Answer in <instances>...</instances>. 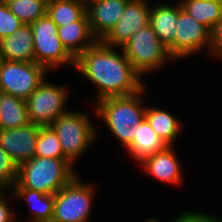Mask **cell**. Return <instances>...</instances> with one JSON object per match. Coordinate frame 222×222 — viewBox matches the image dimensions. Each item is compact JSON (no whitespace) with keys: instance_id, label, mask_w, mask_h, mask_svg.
<instances>
[{"instance_id":"cell-20","label":"cell","mask_w":222,"mask_h":222,"mask_svg":"<svg viewBox=\"0 0 222 222\" xmlns=\"http://www.w3.org/2000/svg\"><path fill=\"white\" fill-rule=\"evenodd\" d=\"M29 123L25 99L0 91V129H14Z\"/></svg>"},{"instance_id":"cell-29","label":"cell","mask_w":222,"mask_h":222,"mask_svg":"<svg viewBox=\"0 0 222 222\" xmlns=\"http://www.w3.org/2000/svg\"><path fill=\"white\" fill-rule=\"evenodd\" d=\"M210 55L213 56V58L215 57L222 60V18L211 30Z\"/></svg>"},{"instance_id":"cell-6","label":"cell","mask_w":222,"mask_h":222,"mask_svg":"<svg viewBox=\"0 0 222 222\" xmlns=\"http://www.w3.org/2000/svg\"><path fill=\"white\" fill-rule=\"evenodd\" d=\"M94 192L93 185L76 175L54 195L52 222H88Z\"/></svg>"},{"instance_id":"cell-17","label":"cell","mask_w":222,"mask_h":222,"mask_svg":"<svg viewBox=\"0 0 222 222\" xmlns=\"http://www.w3.org/2000/svg\"><path fill=\"white\" fill-rule=\"evenodd\" d=\"M0 59L34 62L33 34L29 24L22 25L15 33L0 39Z\"/></svg>"},{"instance_id":"cell-14","label":"cell","mask_w":222,"mask_h":222,"mask_svg":"<svg viewBox=\"0 0 222 222\" xmlns=\"http://www.w3.org/2000/svg\"><path fill=\"white\" fill-rule=\"evenodd\" d=\"M139 165L152 178L166 184L176 186L182 181L183 170L173 146H167L164 150L144 158Z\"/></svg>"},{"instance_id":"cell-27","label":"cell","mask_w":222,"mask_h":222,"mask_svg":"<svg viewBox=\"0 0 222 222\" xmlns=\"http://www.w3.org/2000/svg\"><path fill=\"white\" fill-rule=\"evenodd\" d=\"M24 23L9 9L7 4L0 2V39L15 33Z\"/></svg>"},{"instance_id":"cell-24","label":"cell","mask_w":222,"mask_h":222,"mask_svg":"<svg viewBox=\"0 0 222 222\" xmlns=\"http://www.w3.org/2000/svg\"><path fill=\"white\" fill-rule=\"evenodd\" d=\"M8 9L24 24L46 15L48 0H4Z\"/></svg>"},{"instance_id":"cell-21","label":"cell","mask_w":222,"mask_h":222,"mask_svg":"<svg viewBox=\"0 0 222 222\" xmlns=\"http://www.w3.org/2000/svg\"><path fill=\"white\" fill-rule=\"evenodd\" d=\"M145 119L167 146H174L182 126L176 116L167 110L147 106Z\"/></svg>"},{"instance_id":"cell-8","label":"cell","mask_w":222,"mask_h":222,"mask_svg":"<svg viewBox=\"0 0 222 222\" xmlns=\"http://www.w3.org/2000/svg\"><path fill=\"white\" fill-rule=\"evenodd\" d=\"M70 90L67 86L47 81V78L25 100L31 123L50 126L54 120L67 113Z\"/></svg>"},{"instance_id":"cell-11","label":"cell","mask_w":222,"mask_h":222,"mask_svg":"<svg viewBox=\"0 0 222 222\" xmlns=\"http://www.w3.org/2000/svg\"><path fill=\"white\" fill-rule=\"evenodd\" d=\"M149 0H129L122 18L101 40L104 44L121 48L138 30L149 24Z\"/></svg>"},{"instance_id":"cell-32","label":"cell","mask_w":222,"mask_h":222,"mask_svg":"<svg viewBox=\"0 0 222 222\" xmlns=\"http://www.w3.org/2000/svg\"><path fill=\"white\" fill-rule=\"evenodd\" d=\"M215 1L222 4V0H215Z\"/></svg>"},{"instance_id":"cell-19","label":"cell","mask_w":222,"mask_h":222,"mask_svg":"<svg viewBox=\"0 0 222 222\" xmlns=\"http://www.w3.org/2000/svg\"><path fill=\"white\" fill-rule=\"evenodd\" d=\"M12 198L15 200H26L31 217L29 222H52L54 209V195L46 194L27 188H12Z\"/></svg>"},{"instance_id":"cell-2","label":"cell","mask_w":222,"mask_h":222,"mask_svg":"<svg viewBox=\"0 0 222 222\" xmlns=\"http://www.w3.org/2000/svg\"><path fill=\"white\" fill-rule=\"evenodd\" d=\"M146 89L145 86L135 94L109 97L94 104V114L99 120H103L111 134L125 149L133 142L137 126L145 119L147 106L144 105L142 95Z\"/></svg>"},{"instance_id":"cell-15","label":"cell","mask_w":222,"mask_h":222,"mask_svg":"<svg viewBox=\"0 0 222 222\" xmlns=\"http://www.w3.org/2000/svg\"><path fill=\"white\" fill-rule=\"evenodd\" d=\"M57 33L63 47L75 60L97 41L91 32L87 13L79 21L57 27Z\"/></svg>"},{"instance_id":"cell-23","label":"cell","mask_w":222,"mask_h":222,"mask_svg":"<svg viewBox=\"0 0 222 222\" xmlns=\"http://www.w3.org/2000/svg\"><path fill=\"white\" fill-rule=\"evenodd\" d=\"M46 14L60 27L79 21L86 14V4L76 0H48Z\"/></svg>"},{"instance_id":"cell-30","label":"cell","mask_w":222,"mask_h":222,"mask_svg":"<svg viewBox=\"0 0 222 222\" xmlns=\"http://www.w3.org/2000/svg\"><path fill=\"white\" fill-rule=\"evenodd\" d=\"M5 190H0V222H15L17 215L14 210L9 206ZM13 210V211H12Z\"/></svg>"},{"instance_id":"cell-25","label":"cell","mask_w":222,"mask_h":222,"mask_svg":"<svg viewBox=\"0 0 222 222\" xmlns=\"http://www.w3.org/2000/svg\"><path fill=\"white\" fill-rule=\"evenodd\" d=\"M35 156L44 158H65L61 143L50 126H41L36 142Z\"/></svg>"},{"instance_id":"cell-28","label":"cell","mask_w":222,"mask_h":222,"mask_svg":"<svg viewBox=\"0 0 222 222\" xmlns=\"http://www.w3.org/2000/svg\"><path fill=\"white\" fill-rule=\"evenodd\" d=\"M169 222H222V219L206 212L186 210Z\"/></svg>"},{"instance_id":"cell-10","label":"cell","mask_w":222,"mask_h":222,"mask_svg":"<svg viewBox=\"0 0 222 222\" xmlns=\"http://www.w3.org/2000/svg\"><path fill=\"white\" fill-rule=\"evenodd\" d=\"M175 40L168 48L170 56L176 61L191 57L197 52L211 49V31L185 12L178 2V21Z\"/></svg>"},{"instance_id":"cell-1","label":"cell","mask_w":222,"mask_h":222,"mask_svg":"<svg viewBox=\"0 0 222 222\" xmlns=\"http://www.w3.org/2000/svg\"><path fill=\"white\" fill-rule=\"evenodd\" d=\"M75 69L95 86L94 104L109 97L132 95L145 87L143 77L133 68L123 50L101 40L75 60Z\"/></svg>"},{"instance_id":"cell-16","label":"cell","mask_w":222,"mask_h":222,"mask_svg":"<svg viewBox=\"0 0 222 222\" xmlns=\"http://www.w3.org/2000/svg\"><path fill=\"white\" fill-rule=\"evenodd\" d=\"M177 21L178 2L176 5L164 0L158 1L155 4L153 3V5L151 3L149 25L167 48L175 40Z\"/></svg>"},{"instance_id":"cell-13","label":"cell","mask_w":222,"mask_h":222,"mask_svg":"<svg viewBox=\"0 0 222 222\" xmlns=\"http://www.w3.org/2000/svg\"><path fill=\"white\" fill-rule=\"evenodd\" d=\"M129 0H91L86 5L90 29L97 40H102L122 18Z\"/></svg>"},{"instance_id":"cell-7","label":"cell","mask_w":222,"mask_h":222,"mask_svg":"<svg viewBox=\"0 0 222 222\" xmlns=\"http://www.w3.org/2000/svg\"><path fill=\"white\" fill-rule=\"evenodd\" d=\"M29 25L33 34L34 62L48 71L70 64L75 67V59L63 47L58 36V26L47 14Z\"/></svg>"},{"instance_id":"cell-4","label":"cell","mask_w":222,"mask_h":222,"mask_svg":"<svg viewBox=\"0 0 222 222\" xmlns=\"http://www.w3.org/2000/svg\"><path fill=\"white\" fill-rule=\"evenodd\" d=\"M89 114L68 111L50 125L57 134L65 159L73 166L94 142L97 127Z\"/></svg>"},{"instance_id":"cell-3","label":"cell","mask_w":222,"mask_h":222,"mask_svg":"<svg viewBox=\"0 0 222 222\" xmlns=\"http://www.w3.org/2000/svg\"><path fill=\"white\" fill-rule=\"evenodd\" d=\"M77 172L65 158L33 157L18 167L17 182L12 188H27L55 195Z\"/></svg>"},{"instance_id":"cell-26","label":"cell","mask_w":222,"mask_h":222,"mask_svg":"<svg viewBox=\"0 0 222 222\" xmlns=\"http://www.w3.org/2000/svg\"><path fill=\"white\" fill-rule=\"evenodd\" d=\"M18 165L0 146V190H10L17 182Z\"/></svg>"},{"instance_id":"cell-5","label":"cell","mask_w":222,"mask_h":222,"mask_svg":"<svg viewBox=\"0 0 222 222\" xmlns=\"http://www.w3.org/2000/svg\"><path fill=\"white\" fill-rule=\"evenodd\" d=\"M121 49L141 76L159 70L168 60H174L149 24L133 34Z\"/></svg>"},{"instance_id":"cell-18","label":"cell","mask_w":222,"mask_h":222,"mask_svg":"<svg viewBox=\"0 0 222 222\" xmlns=\"http://www.w3.org/2000/svg\"><path fill=\"white\" fill-rule=\"evenodd\" d=\"M166 143L157 135L149 122L144 119L135 131L133 142L126 148L129 156L140 163L144 158L162 151Z\"/></svg>"},{"instance_id":"cell-22","label":"cell","mask_w":222,"mask_h":222,"mask_svg":"<svg viewBox=\"0 0 222 222\" xmlns=\"http://www.w3.org/2000/svg\"><path fill=\"white\" fill-rule=\"evenodd\" d=\"M182 9L210 31L222 18V4L215 0H181Z\"/></svg>"},{"instance_id":"cell-9","label":"cell","mask_w":222,"mask_h":222,"mask_svg":"<svg viewBox=\"0 0 222 222\" xmlns=\"http://www.w3.org/2000/svg\"><path fill=\"white\" fill-rule=\"evenodd\" d=\"M47 73L48 70L36 62L0 59V91L26 100Z\"/></svg>"},{"instance_id":"cell-31","label":"cell","mask_w":222,"mask_h":222,"mask_svg":"<svg viewBox=\"0 0 222 222\" xmlns=\"http://www.w3.org/2000/svg\"><path fill=\"white\" fill-rule=\"evenodd\" d=\"M76 1H80V2H82V3L87 5L91 0H76Z\"/></svg>"},{"instance_id":"cell-12","label":"cell","mask_w":222,"mask_h":222,"mask_svg":"<svg viewBox=\"0 0 222 222\" xmlns=\"http://www.w3.org/2000/svg\"><path fill=\"white\" fill-rule=\"evenodd\" d=\"M40 127L41 125L29 123L14 129H0V146L18 166L35 157Z\"/></svg>"}]
</instances>
